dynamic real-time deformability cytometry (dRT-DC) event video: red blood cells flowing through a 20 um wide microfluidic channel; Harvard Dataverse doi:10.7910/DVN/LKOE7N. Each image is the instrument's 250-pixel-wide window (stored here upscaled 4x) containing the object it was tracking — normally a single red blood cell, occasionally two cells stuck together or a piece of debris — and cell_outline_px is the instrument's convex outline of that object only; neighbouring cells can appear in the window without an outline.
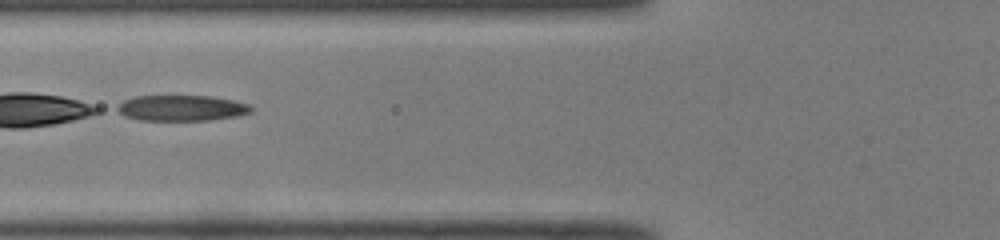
{"species": "common noctule bat (a hibernating species)", "species_latin": "Nyctalus noctula", "temperature_condition": "room temperature", "stored_images_in_passage": 48, "camera_frame_rate_fps": 3000, "um_per_image_px": 0.085, "animal": {"sex": "male", "body_mass_g": 19.0, "forearm_length_mm": 50.8}, "frame": {"image": 1, "passage_image": 19, "time_ms": 6.0, "image_size_px": [1000, 240], "cell_outline_px": [[252, 112], [236, 116], [208, 120], [140, 120], [124, 116], [116, 112], [112, 108], [124, 100], [136, 96], [208, 96], [232, 100], [248, 104], [252, 108]], "centroid_in_image_um": [15.35, 9.18], "position_along_channel_um": 110.5, "area_um2": 20.11}}
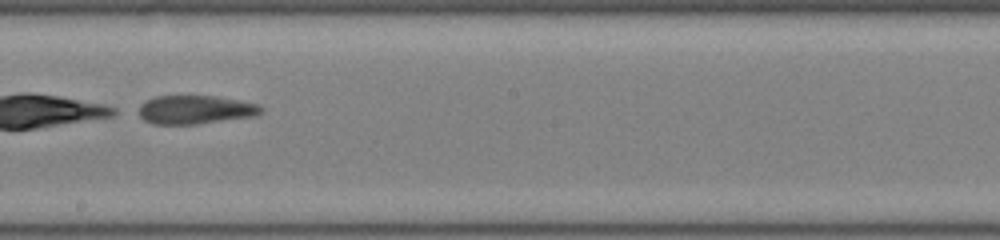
{"frame": {"image": 2, "passage_image": 28, "time_ms": 9.0, "image_size_px": [1000, 240], "cell_outline_px": [[264, 112], [252, 116], [196, 124], [152, 124], [144, 120], [140, 116], [140, 104], [156, 96], [216, 96], [240, 100], [260, 104], [264, 108]], "centroid_in_image_um": [16.64, 9.32], "position_along_channel_um": 231.6, "area_um2": 20.35}}
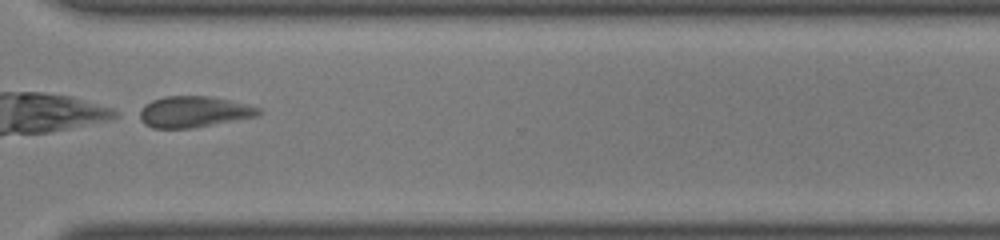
{"frame": {"image": 3, "passage_image": 37, "time_ms": 12.0, "image_size_px": [1000, 240], "cell_outline_px": [[260, 112], [256, 116], [192, 128], [152, 128], [144, 124], [132, 116], [144, 104], [152, 100], [164, 96], [212, 96], [260, 108]], "centroid_in_image_um": [16.31, 9.5], "position_along_channel_um": 354.3, "area_um2": 21.79}}